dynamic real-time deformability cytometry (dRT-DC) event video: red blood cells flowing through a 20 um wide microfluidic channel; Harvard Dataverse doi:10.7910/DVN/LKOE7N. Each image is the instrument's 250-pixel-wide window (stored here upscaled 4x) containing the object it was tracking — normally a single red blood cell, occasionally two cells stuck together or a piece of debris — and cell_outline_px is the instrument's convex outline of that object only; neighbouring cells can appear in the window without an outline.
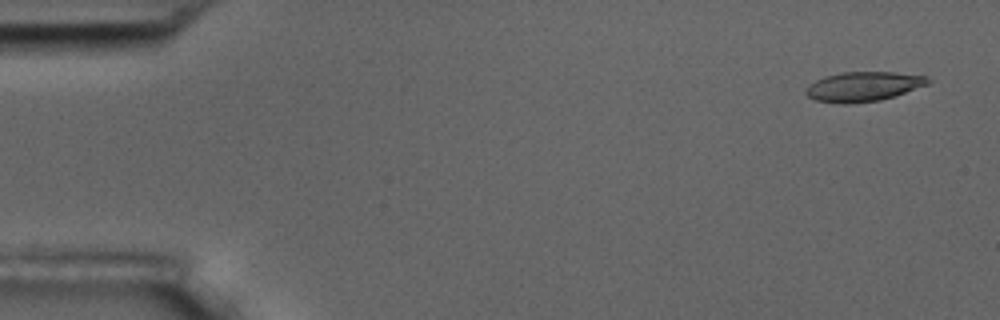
{"species": "common noctule bat (a hibernating species)", "species_latin": "Nyctalus noctula", "temperature_condition": "room temperature", "stored_images_in_passage": 5, "camera_frame_rate_fps": 3000, "um_per_image_px": 0.085, "animal": {"sex": "male", "body_mass_g": 17.5, "forearm_length_mm": 52.3}, "frame": {"image": 1, "passage_image": 1, "time_ms": 0.0, "image_size_px": [1000, 320], "cell_outline_px": [[932, 80], [928, 84], [896, 96], [880, 100], [848, 104], [844, 104], [816, 100], [808, 96], [804, 92], [808, 84], [824, 76], [844, 72], [892, 72], [928, 76]], "centroid_in_image_um": [73.39, 7.35], "position_along_channel_um": 11.6, "area_um2": 21.15}}